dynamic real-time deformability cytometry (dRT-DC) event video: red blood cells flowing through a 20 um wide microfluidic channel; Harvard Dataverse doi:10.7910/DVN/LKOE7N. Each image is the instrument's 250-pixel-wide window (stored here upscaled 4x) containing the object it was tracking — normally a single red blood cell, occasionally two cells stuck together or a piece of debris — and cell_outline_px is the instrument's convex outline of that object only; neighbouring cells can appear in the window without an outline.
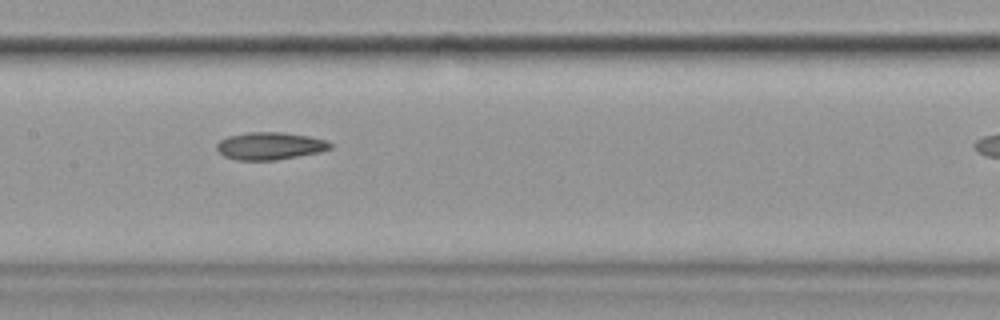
{"species": "common noctule bat (a hibernating species)", "species_latin": "Nyctalus noctula", "temperature_condition": "cold", "stored_images_in_passage": 12, "camera_frame_rate_fps": 3000, "um_per_image_px": 0.085, "animal": {"sex": "female", "body_mass_g": 19.9}, "frame": {"image": 1, "passage_image": 6, "time_ms": 6.667, "image_size_px": [1000, 320], "cell_outline_px": [[332, 148], [320, 152], [276, 160], [236, 160], [224, 156], [216, 148], [216, 144], [220, 140], [228, 136], [248, 132], [284, 132], [308, 136], [324, 140], [332, 144]], "centroid_in_image_um": [22.93, 12.4], "position_along_channel_um": 184.5, "area_um2": 18.15}}